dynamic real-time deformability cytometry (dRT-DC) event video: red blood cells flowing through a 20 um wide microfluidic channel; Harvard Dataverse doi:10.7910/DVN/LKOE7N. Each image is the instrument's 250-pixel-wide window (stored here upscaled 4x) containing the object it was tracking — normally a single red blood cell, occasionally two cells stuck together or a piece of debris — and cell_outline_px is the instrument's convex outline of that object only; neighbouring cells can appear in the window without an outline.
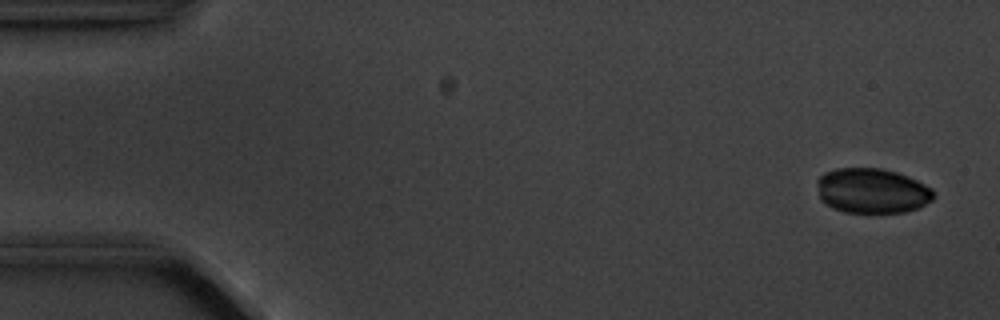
{"species": "common noctule bat (a hibernating species)", "species_latin": "Nyctalus noctula", "temperature_condition": "cold", "stored_images_in_passage": 5, "camera_frame_rate_fps": 3000, "um_per_image_px": 0.085, "animal": {"sex": "male", "body_mass_g": 20.1, "forearm_length_mm": 53.5}, "frame": {"image": 1, "passage_image": 1, "time_ms": 0.0, "image_size_px": [1000, 320], "cell_outline_px": [[936, 196], [932, 200], [916, 208], [904, 212], [844, 212], [832, 208], [820, 200], [816, 184], [816, 180], [824, 172], [836, 168], [880, 168], [896, 172], [908, 176], [932, 188], [936, 192]], "centroid_in_image_um": [74.1, 16.21], "position_along_channel_um": 10.9, "area_um2": 30.75}}